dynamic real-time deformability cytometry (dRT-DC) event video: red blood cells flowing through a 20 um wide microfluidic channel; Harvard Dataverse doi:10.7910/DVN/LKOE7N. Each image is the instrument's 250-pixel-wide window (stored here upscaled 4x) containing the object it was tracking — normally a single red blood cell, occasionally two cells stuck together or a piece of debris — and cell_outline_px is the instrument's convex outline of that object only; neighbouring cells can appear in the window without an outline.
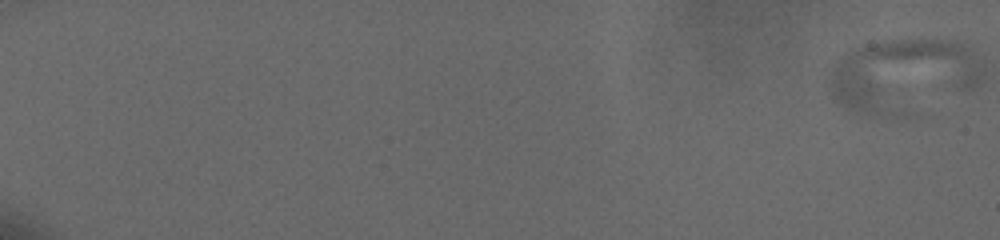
{"species": "human", "species_latin": "Homo sapiens", "temperature_condition": "cold", "stored_images_in_passage": 22, "camera_frame_rate_fps": 3000, "um_per_image_px": 0.085, "donor": {"sex": "male"}, "frame": {"image": 1, "passage_image": 1, "time_ms": 0.0, "image_size_px": [1000, 240], "cell_outline_px": [[980, 84], [972, 88], [876, 112], [872, 112], [848, 108], [840, 104], [832, 96], [828, 84], [832, 72], [840, 60], [848, 52], [856, 48], [880, 40], [920, 36], [960, 40], [968, 44], [972, 48], [976, 60], [980, 80]], "centroid_in_image_um": [76.74, 6.17], "position_along_channel_um": 8.3, "area_um2": 62.02}}
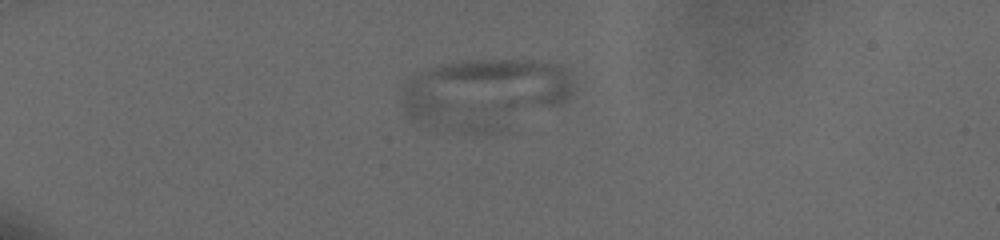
{"frame": {"image": 2, "passage_image": 16, "time_ms": 6.0, "image_size_px": [1000, 240], "cell_outline_px": [[572, 96], [564, 104], [432, 116], [408, 116], [400, 100], [408, 84], [412, 80], [424, 72], [432, 68], [464, 60], [528, 60], [560, 64], [564, 68], [572, 84]], "centroid_in_image_um": [41.34, 7.43], "position_along_channel_um": 43.7, "area_um2": 55.55}}